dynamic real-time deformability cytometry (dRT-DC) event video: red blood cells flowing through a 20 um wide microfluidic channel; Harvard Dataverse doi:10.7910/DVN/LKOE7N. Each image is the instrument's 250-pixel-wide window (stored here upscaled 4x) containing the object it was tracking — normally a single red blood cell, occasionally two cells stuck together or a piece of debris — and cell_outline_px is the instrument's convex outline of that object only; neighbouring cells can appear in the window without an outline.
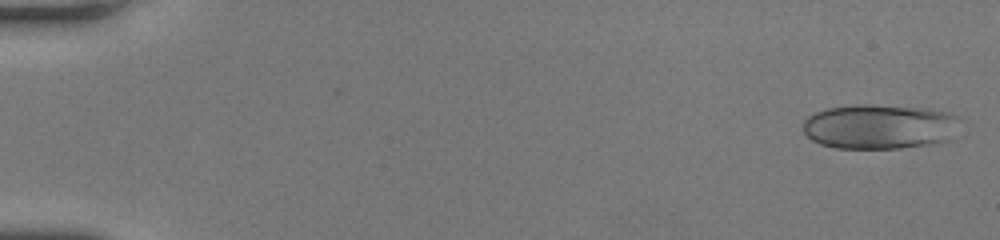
{"species": "human", "species_latin": "Homo sapiens", "temperature_condition": "room temperature", "stored_images_in_passage": 50, "camera_frame_rate_fps": 3000, "um_per_image_px": 0.085, "donor": {"sex": "female"}, "frame": {"image": 1, "passage_image": 2, "time_ms": 0.333, "image_size_px": [1000, 240], "cell_outline_px": [[960, 116], [948, 140], [928, 144], [900, 148], [836, 148], [820, 144], [812, 140], [804, 132], [804, 120], [808, 116], [816, 112], [828, 108], [856, 104], [872, 104], [920, 108], [952, 112]], "centroid_in_image_um": [74.72, 10.75], "position_along_channel_um": 10.3, "area_um2": 40.75}}
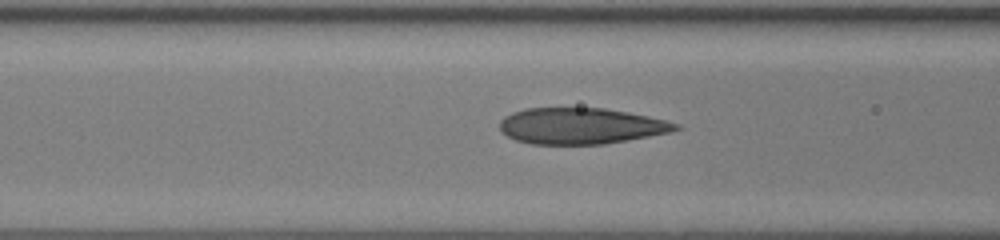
{"frame": {"image": 2, "passage_image": 22, "time_ms": 7.0, "image_size_px": [1000, 240], "cell_outline_px": [[680, 128], [672, 132], [628, 140], [604, 144], [532, 144], [516, 140], [508, 136], [500, 128], [500, 120], [504, 116], [512, 112], [524, 108], [604, 108], [628, 112], [648, 116], [680, 124]], "centroid_in_image_um": [49.38, 10.7], "position_along_channel_um": 117.2, "area_um2": 37.05}}
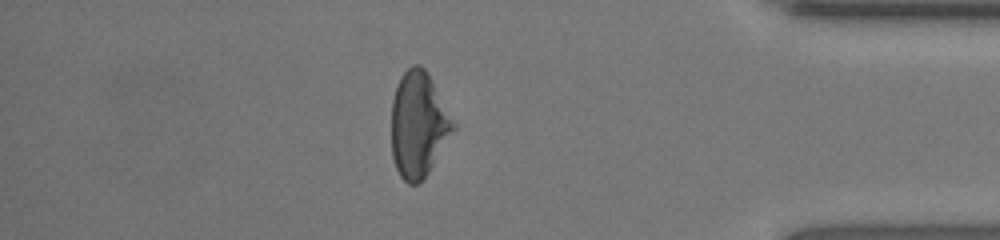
{"frame": {"image": 3, "passage_image": 44, "time_ms": 14.333, "image_size_px": [1000, 240], "cell_outline_px": [[456, 128], [428, 172], [416, 184], [408, 184], [400, 176], [396, 168], [392, 156], [392, 100], [400, 76], [412, 64], [420, 64], [428, 72], [456, 124]], "centroid_in_image_um": [35.57, 10.56], "position_along_channel_um": 399.6, "area_um2": 37.86}, "authors_computed_cell_mechanics": {"area_um2": 38.0613, "velocity_mm_per_s": 4.2552, "shape_relaxation_time_tau1_ms": 5.6776, "shape_relaxation_time_tau2_ms": 1.0032, "deformation_change_tau1": 0.2072, "deformation_change_tau2": 0.0668}}